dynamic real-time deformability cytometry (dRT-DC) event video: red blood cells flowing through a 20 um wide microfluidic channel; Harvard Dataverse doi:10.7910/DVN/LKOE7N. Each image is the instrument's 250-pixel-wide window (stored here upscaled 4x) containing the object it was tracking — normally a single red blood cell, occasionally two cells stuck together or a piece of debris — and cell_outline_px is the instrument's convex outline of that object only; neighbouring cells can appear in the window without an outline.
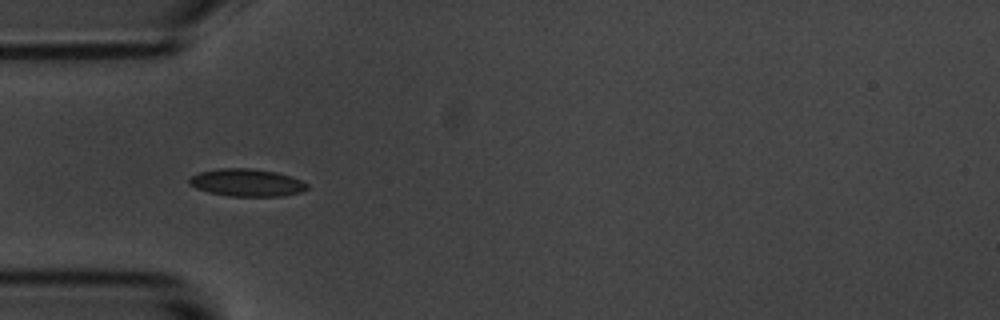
{"species": "common noctule bat (a hibernating species)", "species_latin": "Nyctalus noctula", "temperature_condition": "room temperature", "stored_images_in_passage": 6, "camera_frame_rate_fps": 3000, "um_per_image_px": 0.085, "animal": {"sex": "male", "body_mass_g": 20.1, "forearm_length_mm": 53.5}, "frame": {"image": 1, "passage_image": 5, "time_ms": 4.667, "image_size_px": [1000, 320], "cell_outline_px": [[308, 188], [300, 192], [284, 196], [228, 196], [208, 192], [196, 188], [188, 184], [188, 176], [200, 172], [220, 168], [252, 168], [276, 172], [300, 180], [308, 184]], "centroid_in_image_um": [20.93, 15.52], "position_along_channel_um": 64.1, "area_um2": 18.96}}